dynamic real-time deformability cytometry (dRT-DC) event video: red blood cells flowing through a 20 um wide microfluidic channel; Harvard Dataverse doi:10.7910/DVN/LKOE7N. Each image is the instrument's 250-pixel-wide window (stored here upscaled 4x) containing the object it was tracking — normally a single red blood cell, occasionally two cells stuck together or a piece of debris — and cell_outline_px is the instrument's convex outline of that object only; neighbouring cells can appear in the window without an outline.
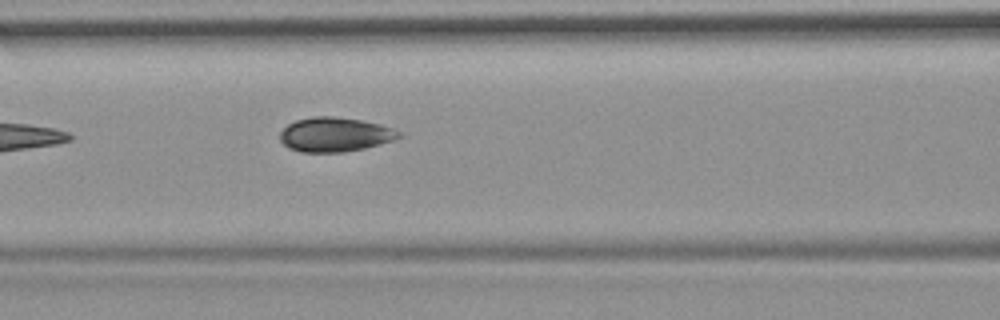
{"species": "common noctule bat (a hibernating species)", "species_latin": "Nyctalus noctula", "temperature_condition": "room temperature", "stored_images_in_passage": 5, "camera_frame_rate_fps": 3000, "um_per_image_px": 0.085, "animal": {"sex": "female", "body_mass_g": 19.9}, "frame": {"image": 1, "passage_image": 5, "time_ms": 4.667, "image_size_px": [1000, 320], "cell_outline_px": [[404, 136], [380, 144], [364, 148], [344, 152], [300, 152], [288, 148], [280, 140], [280, 132], [288, 124], [296, 120], [312, 116], [332, 116], [360, 120], [380, 124], [392, 128], [400, 132]], "centroid_in_image_um": [28.46, 11.44], "position_along_channel_um": 138.1, "area_um2": 23.81}}